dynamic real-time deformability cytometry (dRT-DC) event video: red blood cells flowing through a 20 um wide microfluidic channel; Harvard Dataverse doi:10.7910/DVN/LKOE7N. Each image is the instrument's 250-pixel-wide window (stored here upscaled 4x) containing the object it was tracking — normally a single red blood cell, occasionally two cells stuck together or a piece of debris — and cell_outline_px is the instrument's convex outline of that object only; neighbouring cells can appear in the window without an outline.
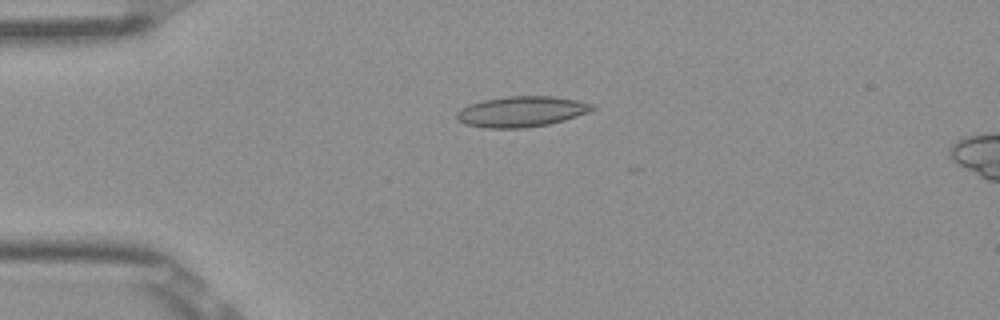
{"species": "Egyptian fruit bat (a non-hibernating species)", "species_latin": "Rousettus aegyptiacus", "temperature_condition": "room temperature", "stored_images_in_passage": 6, "camera_frame_rate_fps": 3000, "um_per_image_px": 0.085, "frame": {"image": 1, "passage_image": 4, "time_ms": 1.0, "image_size_px": [1000, 320], "cell_outline_px": [[596, 108], [588, 112], [564, 120], [548, 124], [524, 128], [484, 128], [464, 124], [456, 116], [456, 112], [460, 108], [468, 104], [484, 100], [508, 96], [552, 96], [576, 100], [596, 104]], "centroid_in_image_um": [44.32, 9.48], "position_along_channel_um": 40.7, "area_um2": 24.22}}